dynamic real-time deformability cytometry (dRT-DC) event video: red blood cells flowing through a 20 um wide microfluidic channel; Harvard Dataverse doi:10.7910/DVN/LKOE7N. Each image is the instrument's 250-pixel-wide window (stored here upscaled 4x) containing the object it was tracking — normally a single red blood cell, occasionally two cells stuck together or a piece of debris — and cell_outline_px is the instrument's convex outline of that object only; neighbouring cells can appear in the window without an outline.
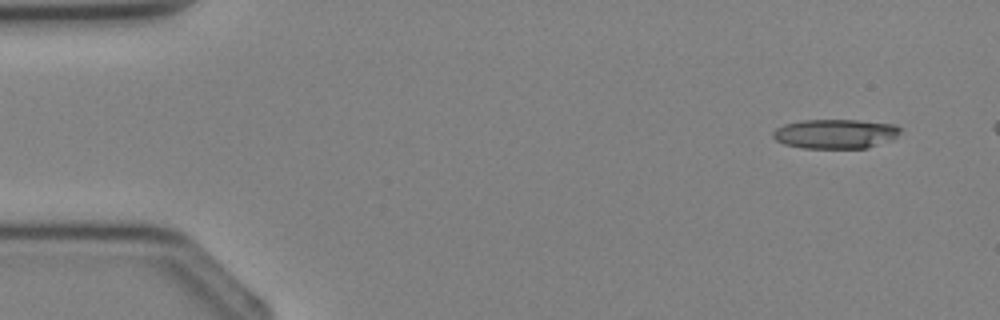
{"species": "Egyptian fruit bat (a non-hibernating species)", "species_latin": "Rousettus aegyptiacus", "temperature_condition": "cold", "stored_images_in_passage": 4, "camera_frame_rate_fps": 3000, "um_per_image_px": 0.085, "animal": {"sex": "female"}, "frame": {"image": 1, "passage_image": 1, "time_ms": 0.0, "image_size_px": [1000, 320], "cell_outline_px": [[900, 132], [892, 140], [868, 148], [804, 148], [784, 144], [776, 140], [772, 136], [772, 132], [776, 128], [784, 124], [800, 120], [860, 120], [896, 124], [900, 128]], "centroid_in_image_um": [71.01, 11.37], "position_along_channel_um": 14.0, "area_um2": 22.02}}